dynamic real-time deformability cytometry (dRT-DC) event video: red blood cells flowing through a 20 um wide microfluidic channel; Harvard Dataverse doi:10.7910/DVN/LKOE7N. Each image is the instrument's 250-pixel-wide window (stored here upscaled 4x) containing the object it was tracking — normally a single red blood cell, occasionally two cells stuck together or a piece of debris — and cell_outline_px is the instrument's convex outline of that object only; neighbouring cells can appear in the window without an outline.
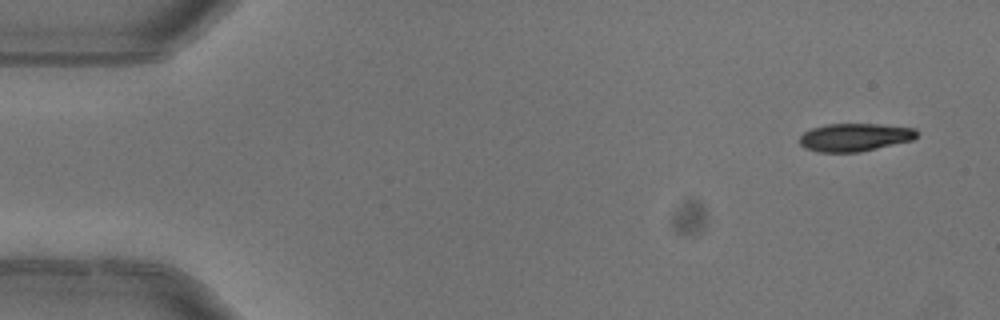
{"species": "common noctule bat (a hibernating species)", "species_latin": "Nyctalus noctula", "temperature_condition": "warm", "stored_images_in_passage": 4, "camera_frame_rate_fps": 3000, "um_per_image_px": 0.085, "animal": {"sex": "female"}, "frame": {"image": 1, "passage_image": 1, "time_ms": 0.0, "image_size_px": [1000, 320], "cell_outline_px": [[920, 132], [912, 140], [860, 152], [820, 152], [804, 148], [800, 144], [800, 136], [804, 132], [812, 128], [828, 124], [880, 124], [916, 128]], "centroid_in_image_um": [72.67, 11.66], "position_along_channel_um": 12.3, "area_um2": 19.13}}
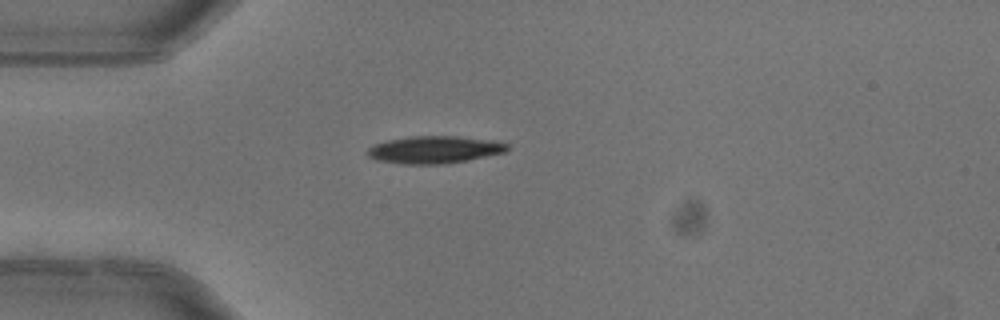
{"frame": {"image": 2, "passage_image": 4, "time_ms": 1.0, "image_size_px": [1000, 320], "cell_outline_px": [[508, 148], [504, 152], [468, 160], [444, 164], [400, 164], [376, 160], [368, 156], [364, 152], [372, 144], [388, 140], [408, 136], [456, 136], [492, 140], [508, 144]], "centroid_in_image_um": [36.85, 12.72], "position_along_channel_um": 48.1, "area_um2": 22.43}}